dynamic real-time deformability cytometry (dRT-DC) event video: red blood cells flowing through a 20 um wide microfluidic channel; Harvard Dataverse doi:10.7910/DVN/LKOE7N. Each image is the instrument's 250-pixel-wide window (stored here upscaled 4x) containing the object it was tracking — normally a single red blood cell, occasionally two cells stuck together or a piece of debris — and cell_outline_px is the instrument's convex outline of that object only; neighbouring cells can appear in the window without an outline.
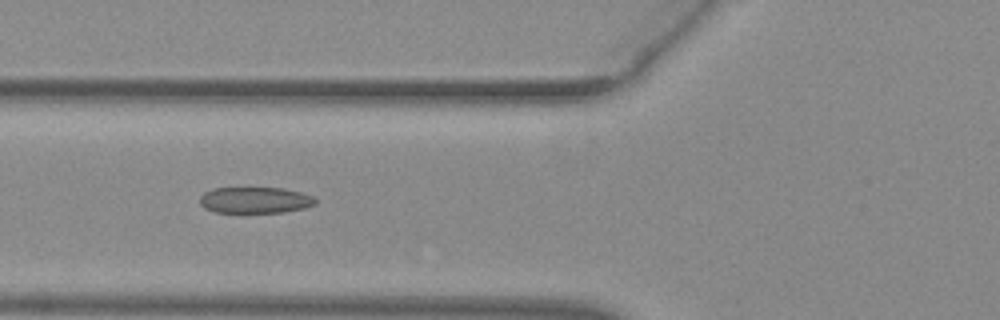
{"species": "common noctule bat (a hibernating species)", "species_latin": "Nyctalus noctula", "temperature_condition": "warm", "stored_images_in_passage": 18, "camera_frame_rate_fps": 3000, "um_per_image_px": 0.085, "animal": {"sex": "female", "body_mass_g": 29.2, "forearm_length_mm": 56.3}, "frame": {"image": 1, "passage_image": 8, "time_ms": 2.333, "image_size_px": [1000, 320], "cell_outline_px": [[316, 204], [304, 208], [284, 212], [216, 212], [204, 208], [200, 204], [200, 196], [204, 192], [212, 188], [244, 184], [284, 188], [300, 192], [312, 196], [316, 200]], "centroid_in_image_um": [21.63, 16.94], "position_along_channel_um": 104.2, "area_um2": 18.67}}